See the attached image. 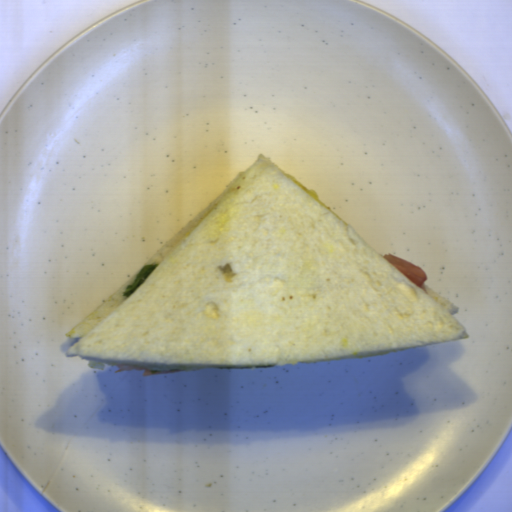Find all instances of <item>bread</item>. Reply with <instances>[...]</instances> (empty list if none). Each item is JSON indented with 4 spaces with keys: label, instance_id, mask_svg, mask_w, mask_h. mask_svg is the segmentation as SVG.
<instances>
[{
    "label": "bread",
    "instance_id": "obj_1",
    "mask_svg": "<svg viewBox=\"0 0 512 512\" xmlns=\"http://www.w3.org/2000/svg\"><path fill=\"white\" fill-rule=\"evenodd\" d=\"M459 312L260 153L68 332L65 357L92 371L334 361L468 339Z\"/></svg>",
    "mask_w": 512,
    "mask_h": 512
}]
</instances>
